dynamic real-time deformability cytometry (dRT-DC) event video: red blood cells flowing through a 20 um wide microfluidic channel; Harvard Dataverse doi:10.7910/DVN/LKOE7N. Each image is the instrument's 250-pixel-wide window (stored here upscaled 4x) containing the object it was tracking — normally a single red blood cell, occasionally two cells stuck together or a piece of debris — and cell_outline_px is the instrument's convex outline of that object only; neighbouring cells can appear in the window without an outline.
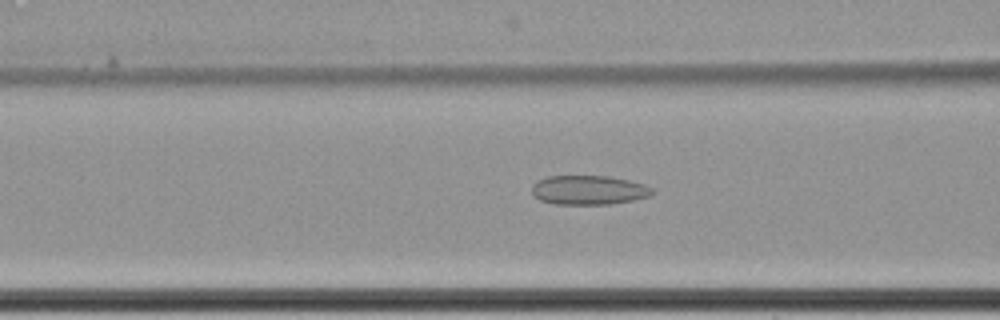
{"species": "common noctule bat (a hibernating species)", "species_latin": "Nyctalus noctula", "temperature_condition": "cold", "stored_images_in_passage": 47, "camera_frame_rate_fps": 3000, "um_per_image_px": 0.085, "animal": {"sex": "female", "body_mass_g": 22.7, "forearm_length_mm": 54.2}, "frame": {"image": 1, "passage_image": 12, "time_ms": 3.667, "image_size_px": [1000, 320], "cell_outline_px": [[652, 196], [632, 200], [608, 204], [556, 204], [540, 200], [532, 196], [532, 184], [536, 180], [548, 176], [608, 176], [628, 180], [644, 184], [652, 188]], "centroid_in_image_um": [50.0, 16.15], "position_along_channel_um": 116.6, "area_um2": 20.58}}
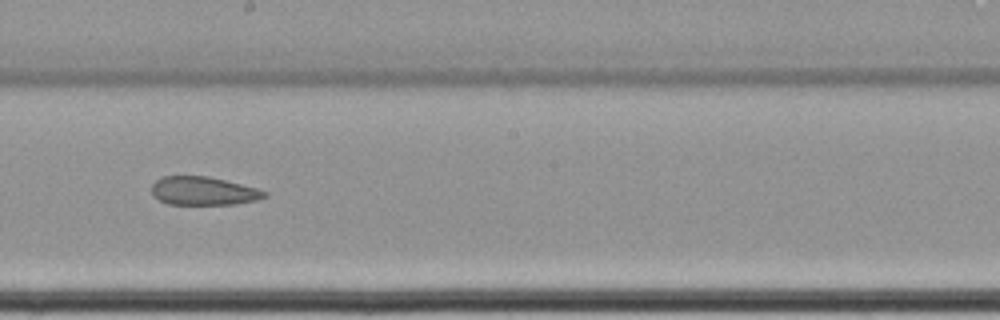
{"frame": {"image": 2, "passage_image": 22, "time_ms": 7.0, "image_size_px": [1000, 320], "cell_outline_px": [[268, 196], [256, 200], [236, 204], [168, 204], [152, 196], [152, 184], [160, 176], [208, 176], [256, 188], [268, 192]], "centroid_in_image_um": [17.27, 16.23], "position_along_channel_um": 230.9, "area_um2": 18.67}}
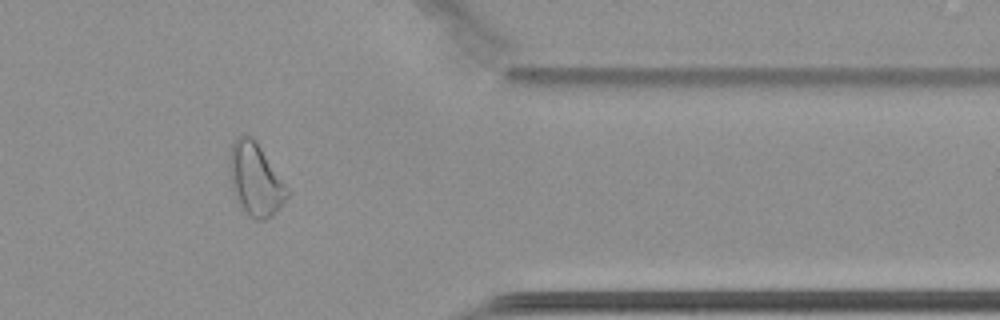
{"frame": {"image": 3, "passage_image": 37, "time_ms": 12.0, "image_size_px": [1000, 320], "cell_outline_px": [[288, 196], [272, 216], [264, 220], [256, 220], [248, 216], [236, 200], [232, 188], [228, 164], [232, 144], [240, 136], [252, 136], [256, 140], [288, 188]], "centroid_in_image_um": [21.69, 15.27], "position_along_channel_um": 389.7, "area_um2": 24.22}, "authors_computed_cell_mechanics": {"area_um2": 21.3282, "velocity_mm_per_s": 3.4319, "shape_relaxation_time_tau1_ms": null, "shape_relaxation_time_tau2_ms": 4.4765, "deformation_change_tau1": null, "deformation_change_tau2": 0.1117}}